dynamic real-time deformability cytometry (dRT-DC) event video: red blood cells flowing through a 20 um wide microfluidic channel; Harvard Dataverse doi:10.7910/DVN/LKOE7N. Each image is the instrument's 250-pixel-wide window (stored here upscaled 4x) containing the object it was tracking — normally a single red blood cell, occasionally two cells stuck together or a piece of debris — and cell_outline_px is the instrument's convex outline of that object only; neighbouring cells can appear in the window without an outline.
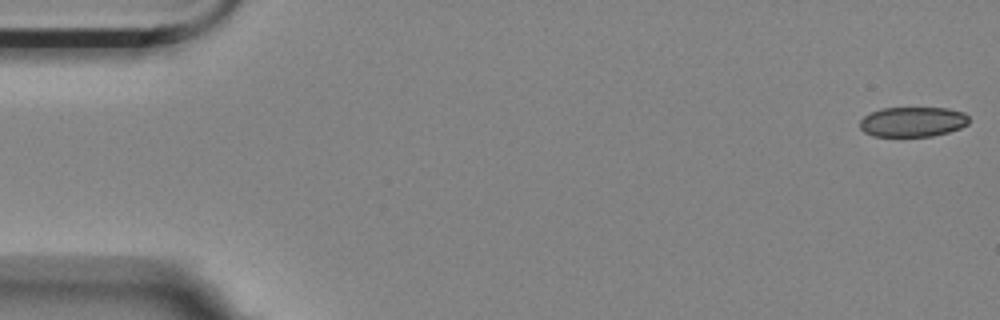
{"species": "Egyptian fruit bat (a non-hibernating species)", "species_latin": "Rousettus aegyptiacus", "temperature_condition": "room temperature", "stored_images_in_passage": 3, "segment_of_instrument_passage": [2, 2], "camera_frame_rate_fps": 3000, "um_per_image_px": 0.085, "animal": {"sex": "female"}, "frame": {"image": 1, "passage_image": 3, "time_ms": 0.667, "image_size_px": [1000, 320], "cell_outline_px": [[968, 124], [960, 128], [948, 132], [932, 136], [872, 136], [864, 132], [860, 128], [860, 120], [864, 116], [872, 112], [884, 108], [948, 108], [964, 112], [968, 116]], "centroid_in_image_um": [77.58, 10.35], "position_along_channel_um": 7.4, "area_um2": 19.02}}